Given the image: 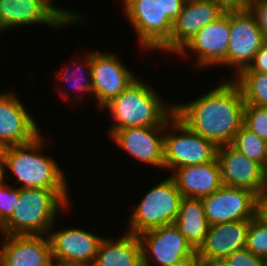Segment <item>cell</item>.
<instances>
[{
    "mask_svg": "<svg viewBox=\"0 0 267 266\" xmlns=\"http://www.w3.org/2000/svg\"><path fill=\"white\" fill-rule=\"evenodd\" d=\"M143 266H196L197 251L174 224L159 226L139 236ZM153 257L152 259H150Z\"/></svg>",
    "mask_w": 267,
    "mask_h": 266,
    "instance_id": "8992f818",
    "label": "cell"
},
{
    "mask_svg": "<svg viewBox=\"0 0 267 266\" xmlns=\"http://www.w3.org/2000/svg\"><path fill=\"white\" fill-rule=\"evenodd\" d=\"M44 137L41 134L33 141L5 147L0 150V176H4L6 168L22 183L20 188H44L51 190H67V182L63 171L51 156H44Z\"/></svg>",
    "mask_w": 267,
    "mask_h": 266,
    "instance_id": "7a4b0ae2",
    "label": "cell"
},
{
    "mask_svg": "<svg viewBox=\"0 0 267 266\" xmlns=\"http://www.w3.org/2000/svg\"><path fill=\"white\" fill-rule=\"evenodd\" d=\"M224 260L229 266H266L265 259L254 255L246 248L236 250Z\"/></svg>",
    "mask_w": 267,
    "mask_h": 266,
    "instance_id": "f546056e",
    "label": "cell"
},
{
    "mask_svg": "<svg viewBox=\"0 0 267 266\" xmlns=\"http://www.w3.org/2000/svg\"><path fill=\"white\" fill-rule=\"evenodd\" d=\"M163 14L173 23L181 12L186 0H155Z\"/></svg>",
    "mask_w": 267,
    "mask_h": 266,
    "instance_id": "d6a6232c",
    "label": "cell"
},
{
    "mask_svg": "<svg viewBox=\"0 0 267 266\" xmlns=\"http://www.w3.org/2000/svg\"><path fill=\"white\" fill-rule=\"evenodd\" d=\"M87 54L88 55H86L87 57L85 59L86 61H84V62H82V60L81 61L80 60L79 61H76L75 60V62L72 61V63H71V64H73L72 66H71V64H70V67L68 65H66L67 66L66 69L64 67V69H62L63 71H61L60 73H58L59 74L58 77L60 79L64 80L65 82H68V83L71 82V80L69 81V78L72 79L71 77H73V80H74L73 84L74 85H72V86H74L76 89H78L77 90L78 92L79 91L81 92L80 94H81L82 97H83L82 94L83 93L84 94H87V93H85L87 91H88L89 94L93 95V85H92V78H91V71H92V67H91V53H87ZM75 63H77V64H75ZM74 64L77 65L78 67L76 66L75 67L76 69L75 68L74 69H71V67L73 68V66H75ZM82 65L85 68L87 67L86 68L87 69V71H86L87 73L86 74H88V77H87L88 79H85L83 77L85 74L82 73V70H83ZM70 69L73 70V74H72V71H70ZM79 71H80V73H78ZM69 72H71L70 73L71 75L69 74ZM81 77L84 80H82Z\"/></svg>",
    "mask_w": 267,
    "mask_h": 266,
    "instance_id": "4316f807",
    "label": "cell"
},
{
    "mask_svg": "<svg viewBox=\"0 0 267 266\" xmlns=\"http://www.w3.org/2000/svg\"><path fill=\"white\" fill-rule=\"evenodd\" d=\"M123 4L143 50H161L170 41L173 22L155 0H123Z\"/></svg>",
    "mask_w": 267,
    "mask_h": 266,
    "instance_id": "9c48e42d",
    "label": "cell"
},
{
    "mask_svg": "<svg viewBox=\"0 0 267 266\" xmlns=\"http://www.w3.org/2000/svg\"><path fill=\"white\" fill-rule=\"evenodd\" d=\"M257 216L267 223V187L257 195Z\"/></svg>",
    "mask_w": 267,
    "mask_h": 266,
    "instance_id": "e575fe53",
    "label": "cell"
},
{
    "mask_svg": "<svg viewBox=\"0 0 267 266\" xmlns=\"http://www.w3.org/2000/svg\"><path fill=\"white\" fill-rule=\"evenodd\" d=\"M0 249L2 266H51V244L47 235H4Z\"/></svg>",
    "mask_w": 267,
    "mask_h": 266,
    "instance_id": "d6986e66",
    "label": "cell"
},
{
    "mask_svg": "<svg viewBox=\"0 0 267 266\" xmlns=\"http://www.w3.org/2000/svg\"><path fill=\"white\" fill-rule=\"evenodd\" d=\"M230 38L229 11L200 29L177 53L186 56L191 50L199 67L227 65V48Z\"/></svg>",
    "mask_w": 267,
    "mask_h": 266,
    "instance_id": "5bb4252c",
    "label": "cell"
},
{
    "mask_svg": "<svg viewBox=\"0 0 267 266\" xmlns=\"http://www.w3.org/2000/svg\"><path fill=\"white\" fill-rule=\"evenodd\" d=\"M232 80L242 92L245 104L267 107V73L240 72Z\"/></svg>",
    "mask_w": 267,
    "mask_h": 266,
    "instance_id": "cb8c5ba5",
    "label": "cell"
},
{
    "mask_svg": "<svg viewBox=\"0 0 267 266\" xmlns=\"http://www.w3.org/2000/svg\"><path fill=\"white\" fill-rule=\"evenodd\" d=\"M245 248L258 257L267 258V223L257 215L250 220Z\"/></svg>",
    "mask_w": 267,
    "mask_h": 266,
    "instance_id": "484cf974",
    "label": "cell"
},
{
    "mask_svg": "<svg viewBox=\"0 0 267 266\" xmlns=\"http://www.w3.org/2000/svg\"><path fill=\"white\" fill-rule=\"evenodd\" d=\"M244 104L240 88L231 79L194 101L175 104L174 114L191 131L220 147L231 144L243 125Z\"/></svg>",
    "mask_w": 267,
    "mask_h": 266,
    "instance_id": "6da1fadb",
    "label": "cell"
},
{
    "mask_svg": "<svg viewBox=\"0 0 267 266\" xmlns=\"http://www.w3.org/2000/svg\"><path fill=\"white\" fill-rule=\"evenodd\" d=\"M230 145L267 171V142L244 125L240 127Z\"/></svg>",
    "mask_w": 267,
    "mask_h": 266,
    "instance_id": "d4e9b609",
    "label": "cell"
},
{
    "mask_svg": "<svg viewBox=\"0 0 267 266\" xmlns=\"http://www.w3.org/2000/svg\"><path fill=\"white\" fill-rule=\"evenodd\" d=\"M201 199L209 225L251 220L257 215V194L247 189L222 185Z\"/></svg>",
    "mask_w": 267,
    "mask_h": 266,
    "instance_id": "8fae6325",
    "label": "cell"
},
{
    "mask_svg": "<svg viewBox=\"0 0 267 266\" xmlns=\"http://www.w3.org/2000/svg\"><path fill=\"white\" fill-rule=\"evenodd\" d=\"M182 195L171 176L153 186L132 210L127 233L139 236L145 231L174 223Z\"/></svg>",
    "mask_w": 267,
    "mask_h": 266,
    "instance_id": "5b68a950",
    "label": "cell"
},
{
    "mask_svg": "<svg viewBox=\"0 0 267 266\" xmlns=\"http://www.w3.org/2000/svg\"><path fill=\"white\" fill-rule=\"evenodd\" d=\"M140 80L137 78L102 108L108 109L116 122L109 133L124 128L165 126L174 115V103L165 105L157 92Z\"/></svg>",
    "mask_w": 267,
    "mask_h": 266,
    "instance_id": "277c9868",
    "label": "cell"
},
{
    "mask_svg": "<svg viewBox=\"0 0 267 266\" xmlns=\"http://www.w3.org/2000/svg\"><path fill=\"white\" fill-rule=\"evenodd\" d=\"M54 263L62 266H93L98 247L104 238L80 228L49 231Z\"/></svg>",
    "mask_w": 267,
    "mask_h": 266,
    "instance_id": "7c38bea8",
    "label": "cell"
},
{
    "mask_svg": "<svg viewBox=\"0 0 267 266\" xmlns=\"http://www.w3.org/2000/svg\"><path fill=\"white\" fill-rule=\"evenodd\" d=\"M241 72H262L267 73V41L261 45V48L255 54L251 64L248 68L242 70Z\"/></svg>",
    "mask_w": 267,
    "mask_h": 266,
    "instance_id": "1f68e13d",
    "label": "cell"
},
{
    "mask_svg": "<svg viewBox=\"0 0 267 266\" xmlns=\"http://www.w3.org/2000/svg\"><path fill=\"white\" fill-rule=\"evenodd\" d=\"M168 128L169 120L165 126L124 128L109 136L131 157L164 168V131Z\"/></svg>",
    "mask_w": 267,
    "mask_h": 266,
    "instance_id": "2e32d148",
    "label": "cell"
},
{
    "mask_svg": "<svg viewBox=\"0 0 267 266\" xmlns=\"http://www.w3.org/2000/svg\"><path fill=\"white\" fill-rule=\"evenodd\" d=\"M250 220L209 225L203 244L197 250V261L224 260L246 247Z\"/></svg>",
    "mask_w": 267,
    "mask_h": 266,
    "instance_id": "ffe728a7",
    "label": "cell"
},
{
    "mask_svg": "<svg viewBox=\"0 0 267 266\" xmlns=\"http://www.w3.org/2000/svg\"><path fill=\"white\" fill-rule=\"evenodd\" d=\"M14 93L0 94V150L33 141L41 133Z\"/></svg>",
    "mask_w": 267,
    "mask_h": 266,
    "instance_id": "ac0fdd59",
    "label": "cell"
},
{
    "mask_svg": "<svg viewBox=\"0 0 267 266\" xmlns=\"http://www.w3.org/2000/svg\"><path fill=\"white\" fill-rule=\"evenodd\" d=\"M222 185L243 188L257 195L267 187V171L230 144L218 147Z\"/></svg>",
    "mask_w": 267,
    "mask_h": 266,
    "instance_id": "9a60e30c",
    "label": "cell"
},
{
    "mask_svg": "<svg viewBox=\"0 0 267 266\" xmlns=\"http://www.w3.org/2000/svg\"><path fill=\"white\" fill-rule=\"evenodd\" d=\"M249 10L255 16L263 39L267 41V0H254Z\"/></svg>",
    "mask_w": 267,
    "mask_h": 266,
    "instance_id": "4dcf8cb0",
    "label": "cell"
},
{
    "mask_svg": "<svg viewBox=\"0 0 267 266\" xmlns=\"http://www.w3.org/2000/svg\"><path fill=\"white\" fill-rule=\"evenodd\" d=\"M51 266H62V265H59V264L54 263Z\"/></svg>",
    "mask_w": 267,
    "mask_h": 266,
    "instance_id": "8d00e7d4",
    "label": "cell"
},
{
    "mask_svg": "<svg viewBox=\"0 0 267 266\" xmlns=\"http://www.w3.org/2000/svg\"><path fill=\"white\" fill-rule=\"evenodd\" d=\"M230 38L227 65L236 67L238 75L248 68L264 39L255 16L249 9L229 11Z\"/></svg>",
    "mask_w": 267,
    "mask_h": 266,
    "instance_id": "30bf717a",
    "label": "cell"
},
{
    "mask_svg": "<svg viewBox=\"0 0 267 266\" xmlns=\"http://www.w3.org/2000/svg\"><path fill=\"white\" fill-rule=\"evenodd\" d=\"M169 128L176 133L164 132L165 169L174 171L184 166L212 162L217 158L218 147L191 131L175 114L169 119ZM177 131L179 135H176Z\"/></svg>",
    "mask_w": 267,
    "mask_h": 266,
    "instance_id": "52a82bcc",
    "label": "cell"
},
{
    "mask_svg": "<svg viewBox=\"0 0 267 266\" xmlns=\"http://www.w3.org/2000/svg\"><path fill=\"white\" fill-rule=\"evenodd\" d=\"M67 193V190L20 188L14 212L0 231L3 235H48L54 229L59 210L70 205Z\"/></svg>",
    "mask_w": 267,
    "mask_h": 266,
    "instance_id": "3957f363",
    "label": "cell"
},
{
    "mask_svg": "<svg viewBox=\"0 0 267 266\" xmlns=\"http://www.w3.org/2000/svg\"><path fill=\"white\" fill-rule=\"evenodd\" d=\"M4 178H0V227L11 217L20 194V187L13 188Z\"/></svg>",
    "mask_w": 267,
    "mask_h": 266,
    "instance_id": "f1b7e54d",
    "label": "cell"
},
{
    "mask_svg": "<svg viewBox=\"0 0 267 266\" xmlns=\"http://www.w3.org/2000/svg\"><path fill=\"white\" fill-rule=\"evenodd\" d=\"M197 251L209 229L201 198L182 197L177 218L173 223Z\"/></svg>",
    "mask_w": 267,
    "mask_h": 266,
    "instance_id": "603a6c76",
    "label": "cell"
},
{
    "mask_svg": "<svg viewBox=\"0 0 267 266\" xmlns=\"http://www.w3.org/2000/svg\"><path fill=\"white\" fill-rule=\"evenodd\" d=\"M196 266H229L225 260L197 261Z\"/></svg>",
    "mask_w": 267,
    "mask_h": 266,
    "instance_id": "d590c367",
    "label": "cell"
},
{
    "mask_svg": "<svg viewBox=\"0 0 267 266\" xmlns=\"http://www.w3.org/2000/svg\"><path fill=\"white\" fill-rule=\"evenodd\" d=\"M243 125L267 142V107L244 104Z\"/></svg>",
    "mask_w": 267,
    "mask_h": 266,
    "instance_id": "83f0119b",
    "label": "cell"
},
{
    "mask_svg": "<svg viewBox=\"0 0 267 266\" xmlns=\"http://www.w3.org/2000/svg\"><path fill=\"white\" fill-rule=\"evenodd\" d=\"M51 2L52 0H0V32L17 25L37 23L56 29L79 23L82 19L81 15L56 7Z\"/></svg>",
    "mask_w": 267,
    "mask_h": 266,
    "instance_id": "ba28073f",
    "label": "cell"
},
{
    "mask_svg": "<svg viewBox=\"0 0 267 266\" xmlns=\"http://www.w3.org/2000/svg\"><path fill=\"white\" fill-rule=\"evenodd\" d=\"M116 57L114 53L91 52L93 95L99 110L137 79Z\"/></svg>",
    "mask_w": 267,
    "mask_h": 266,
    "instance_id": "4fadbf2b",
    "label": "cell"
},
{
    "mask_svg": "<svg viewBox=\"0 0 267 266\" xmlns=\"http://www.w3.org/2000/svg\"><path fill=\"white\" fill-rule=\"evenodd\" d=\"M124 234L117 241L107 237L101 240L93 266H143L139 237Z\"/></svg>",
    "mask_w": 267,
    "mask_h": 266,
    "instance_id": "7402d4cb",
    "label": "cell"
},
{
    "mask_svg": "<svg viewBox=\"0 0 267 266\" xmlns=\"http://www.w3.org/2000/svg\"><path fill=\"white\" fill-rule=\"evenodd\" d=\"M224 12L213 0H186L173 23L170 41L161 51L177 54L200 29Z\"/></svg>",
    "mask_w": 267,
    "mask_h": 266,
    "instance_id": "e0dca14e",
    "label": "cell"
},
{
    "mask_svg": "<svg viewBox=\"0 0 267 266\" xmlns=\"http://www.w3.org/2000/svg\"><path fill=\"white\" fill-rule=\"evenodd\" d=\"M172 173L170 175L182 197L202 198L222 186L217 158L212 162L177 168Z\"/></svg>",
    "mask_w": 267,
    "mask_h": 266,
    "instance_id": "44dd1931",
    "label": "cell"
},
{
    "mask_svg": "<svg viewBox=\"0 0 267 266\" xmlns=\"http://www.w3.org/2000/svg\"><path fill=\"white\" fill-rule=\"evenodd\" d=\"M225 12L249 9L254 0H213Z\"/></svg>",
    "mask_w": 267,
    "mask_h": 266,
    "instance_id": "836d02e7",
    "label": "cell"
}]
</instances>
